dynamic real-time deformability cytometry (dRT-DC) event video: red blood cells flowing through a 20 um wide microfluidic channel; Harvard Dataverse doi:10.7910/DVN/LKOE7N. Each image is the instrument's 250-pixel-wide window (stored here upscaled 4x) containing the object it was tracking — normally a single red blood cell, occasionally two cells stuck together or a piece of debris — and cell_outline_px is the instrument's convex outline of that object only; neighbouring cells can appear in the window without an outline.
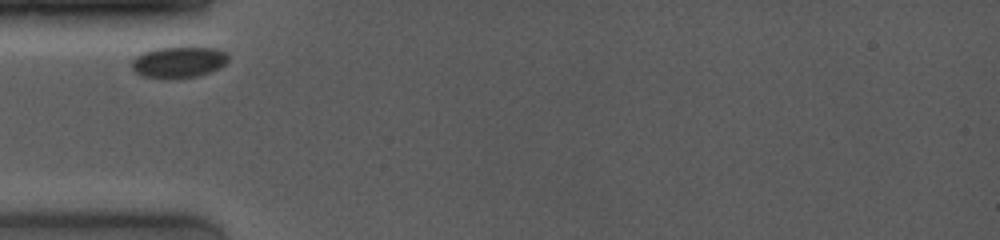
{"species": "common noctule bat (a hibernating species)", "species_latin": "Nyctalus noctula", "temperature_condition": "room temperature", "stored_images_in_passage": 2, "camera_frame_rate_fps": 4000, "um_per_image_px": 0.085, "animal": {"sex": "female", "body_mass_g": 19.0, "forearm_length_mm": 53.3}, "frame": {"image": 1, "passage_image": 1, "time_ms": 0.0, "image_size_px": [1000, 240], "cell_outline_px": [[228, 60], [220, 68], [196, 76], [164, 80], [140, 76], [132, 68], [132, 60], [136, 56], [144, 52], [156, 48], [216, 48], [228, 52]], "centroid_in_image_um": [15.16, 5.31], "position_along_channel_um": 69.8, "area_um2": 17.63}}